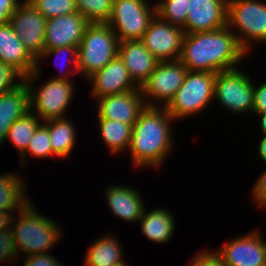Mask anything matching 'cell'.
<instances>
[{
    "label": "cell",
    "mask_w": 266,
    "mask_h": 266,
    "mask_svg": "<svg viewBox=\"0 0 266 266\" xmlns=\"http://www.w3.org/2000/svg\"><path fill=\"white\" fill-rule=\"evenodd\" d=\"M24 266H64L48 253L25 257Z\"/></svg>",
    "instance_id": "obj_36"
},
{
    "label": "cell",
    "mask_w": 266,
    "mask_h": 266,
    "mask_svg": "<svg viewBox=\"0 0 266 266\" xmlns=\"http://www.w3.org/2000/svg\"><path fill=\"white\" fill-rule=\"evenodd\" d=\"M92 81L91 95L101 98L107 95L126 93L139 87L133 82L123 61L117 56L104 68L88 78Z\"/></svg>",
    "instance_id": "obj_17"
},
{
    "label": "cell",
    "mask_w": 266,
    "mask_h": 266,
    "mask_svg": "<svg viewBox=\"0 0 266 266\" xmlns=\"http://www.w3.org/2000/svg\"><path fill=\"white\" fill-rule=\"evenodd\" d=\"M46 19L77 12L75 0H28Z\"/></svg>",
    "instance_id": "obj_31"
},
{
    "label": "cell",
    "mask_w": 266,
    "mask_h": 266,
    "mask_svg": "<svg viewBox=\"0 0 266 266\" xmlns=\"http://www.w3.org/2000/svg\"><path fill=\"white\" fill-rule=\"evenodd\" d=\"M238 67L216 74L214 99L237 114L253 113L254 81Z\"/></svg>",
    "instance_id": "obj_9"
},
{
    "label": "cell",
    "mask_w": 266,
    "mask_h": 266,
    "mask_svg": "<svg viewBox=\"0 0 266 266\" xmlns=\"http://www.w3.org/2000/svg\"><path fill=\"white\" fill-rule=\"evenodd\" d=\"M114 235L97 238L85 256V266H114L123 260V250Z\"/></svg>",
    "instance_id": "obj_24"
},
{
    "label": "cell",
    "mask_w": 266,
    "mask_h": 266,
    "mask_svg": "<svg viewBox=\"0 0 266 266\" xmlns=\"http://www.w3.org/2000/svg\"><path fill=\"white\" fill-rule=\"evenodd\" d=\"M248 53L227 26L184 35L180 61L188 71L219 73L236 68Z\"/></svg>",
    "instance_id": "obj_1"
},
{
    "label": "cell",
    "mask_w": 266,
    "mask_h": 266,
    "mask_svg": "<svg viewBox=\"0 0 266 266\" xmlns=\"http://www.w3.org/2000/svg\"><path fill=\"white\" fill-rule=\"evenodd\" d=\"M65 54L66 55L68 54V55L72 56L69 59V62L72 61L71 62V66L74 68L73 74L79 73V71H78V47H73V46H62V47H57V48H54V49H46V50H44L42 52V54L39 56V58L37 59V65H39V63L41 61L40 59H43V58H46V57L48 58L51 55L58 57L59 55H63L64 56ZM58 68L60 69V66H58ZM64 71L62 72V74L64 73Z\"/></svg>",
    "instance_id": "obj_34"
},
{
    "label": "cell",
    "mask_w": 266,
    "mask_h": 266,
    "mask_svg": "<svg viewBox=\"0 0 266 266\" xmlns=\"http://www.w3.org/2000/svg\"><path fill=\"white\" fill-rule=\"evenodd\" d=\"M118 56L139 88L147 81L159 62L141 40L119 42Z\"/></svg>",
    "instance_id": "obj_18"
},
{
    "label": "cell",
    "mask_w": 266,
    "mask_h": 266,
    "mask_svg": "<svg viewBox=\"0 0 266 266\" xmlns=\"http://www.w3.org/2000/svg\"><path fill=\"white\" fill-rule=\"evenodd\" d=\"M138 223L142 233L154 243H168L175 231L173 215L161 207L148 212L145 209Z\"/></svg>",
    "instance_id": "obj_22"
},
{
    "label": "cell",
    "mask_w": 266,
    "mask_h": 266,
    "mask_svg": "<svg viewBox=\"0 0 266 266\" xmlns=\"http://www.w3.org/2000/svg\"><path fill=\"white\" fill-rule=\"evenodd\" d=\"M27 155L32 156V158L39 157L42 159L49 156H57L51 149L49 130L43 123L35 130L26 150L20 155L23 166L28 160L25 158Z\"/></svg>",
    "instance_id": "obj_30"
},
{
    "label": "cell",
    "mask_w": 266,
    "mask_h": 266,
    "mask_svg": "<svg viewBox=\"0 0 266 266\" xmlns=\"http://www.w3.org/2000/svg\"><path fill=\"white\" fill-rule=\"evenodd\" d=\"M0 61L11 65L24 78L36 70L37 60L25 48L10 23L0 25Z\"/></svg>",
    "instance_id": "obj_19"
},
{
    "label": "cell",
    "mask_w": 266,
    "mask_h": 266,
    "mask_svg": "<svg viewBox=\"0 0 266 266\" xmlns=\"http://www.w3.org/2000/svg\"><path fill=\"white\" fill-rule=\"evenodd\" d=\"M258 148V155L261 157V160L266 163V136L261 139Z\"/></svg>",
    "instance_id": "obj_41"
},
{
    "label": "cell",
    "mask_w": 266,
    "mask_h": 266,
    "mask_svg": "<svg viewBox=\"0 0 266 266\" xmlns=\"http://www.w3.org/2000/svg\"><path fill=\"white\" fill-rule=\"evenodd\" d=\"M29 111L30 95L25 79L15 88L0 94V148L11 125Z\"/></svg>",
    "instance_id": "obj_20"
},
{
    "label": "cell",
    "mask_w": 266,
    "mask_h": 266,
    "mask_svg": "<svg viewBox=\"0 0 266 266\" xmlns=\"http://www.w3.org/2000/svg\"><path fill=\"white\" fill-rule=\"evenodd\" d=\"M29 201L20 211L19 217L13 215L10 228L16 241L18 254L22 250L24 256L45 254L51 251L62 236L61 228L48 216L41 215ZM15 216V217H14ZM18 219V220H17ZM17 220V221H16ZM16 221V224H15Z\"/></svg>",
    "instance_id": "obj_3"
},
{
    "label": "cell",
    "mask_w": 266,
    "mask_h": 266,
    "mask_svg": "<svg viewBox=\"0 0 266 266\" xmlns=\"http://www.w3.org/2000/svg\"><path fill=\"white\" fill-rule=\"evenodd\" d=\"M253 113H266V82L254 84Z\"/></svg>",
    "instance_id": "obj_38"
},
{
    "label": "cell",
    "mask_w": 266,
    "mask_h": 266,
    "mask_svg": "<svg viewBox=\"0 0 266 266\" xmlns=\"http://www.w3.org/2000/svg\"><path fill=\"white\" fill-rule=\"evenodd\" d=\"M186 34L215 31L227 26L228 0H188Z\"/></svg>",
    "instance_id": "obj_14"
},
{
    "label": "cell",
    "mask_w": 266,
    "mask_h": 266,
    "mask_svg": "<svg viewBox=\"0 0 266 266\" xmlns=\"http://www.w3.org/2000/svg\"><path fill=\"white\" fill-rule=\"evenodd\" d=\"M49 130L52 151L66 158L72 152L76 139L75 125L68 118H54L43 121Z\"/></svg>",
    "instance_id": "obj_25"
},
{
    "label": "cell",
    "mask_w": 266,
    "mask_h": 266,
    "mask_svg": "<svg viewBox=\"0 0 266 266\" xmlns=\"http://www.w3.org/2000/svg\"><path fill=\"white\" fill-rule=\"evenodd\" d=\"M259 231L232 239L215 252L225 266H266V242Z\"/></svg>",
    "instance_id": "obj_13"
},
{
    "label": "cell",
    "mask_w": 266,
    "mask_h": 266,
    "mask_svg": "<svg viewBox=\"0 0 266 266\" xmlns=\"http://www.w3.org/2000/svg\"><path fill=\"white\" fill-rule=\"evenodd\" d=\"M190 266H225L219 255L213 251L205 250L195 255L190 263Z\"/></svg>",
    "instance_id": "obj_35"
},
{
    "label": "cell",
    "mask_w": 266,
    "mask_h": 266,
    "mask_svg": "<svg viewBox=\"0 0 266 266\" xmlns=\"http://www.w3.org/2000/svg\"><path fill=\"white\" fill-rule=\"evenodd\" d=\"M119 40L106 23H90L78 46V71L88 80L118 56Z\"/></svg>",
    "instance_id": "obj_5"
},
{
    "label": "cell",
    "mask_w": 266,
    "mask_h": 266,
    "mask_svg": "<svg viewBox=\"0 0 266 266\" xmlns=\"http://www.w3.org/2000/svg\"><path fill=\"white\" fill-rule=\"evenodd\" d=\"M1 173L0 175V211L8 212L11 216L20 211L30 200L25 194L26 186L18 174ZM13 212V213H12Z\"/></svg>",
    "instance_id": "obj_23"
},
{
    "label": "cell",
    "mask_w": 266,
    "mask_h": 266,
    "mask_svg": "<svg viewBox=\"0 0 266 266\" xmlns=\"http://www.w3.org/2000/svg\"><path fill=\"white\" fill-rule=\"evenodd\" d=\"M252 187L253 198L258 206L266 209V170L258 177Z\"/></svg>",
    "instance_id": "obj_37"
},
{
    "label": "cell",
    "mask_w": 266,
    "mask_h": 266,
    "mask_svg": "<svg viewBox=\"0 0 266 266\" xmlns=\"http://www.w3.org/2000/svg\"><path fill=\"white\" fill-rule=\"evenodd\" d=\"M11 215L8 212L0 211V230L10 226Z\"/></svg>",
    "instance_id": "obj_40"
},
{
    "label": "cell",
    "mask_w": 266,
    "mask_h": 266,
    "mask_svg": "<svg viewBox=\"0 0 266 266\" xmlns=\"http://www.w3.org/2000/svg\"><path fill=\"white\" fill-rule=\"evenodd\" d=\"M40 71L39 64L33 73L24 78L29 87L30 110L43 121L66 117L65 113L74 92V84L69 78L72 72L61 74V76L57 75L35 89L31 84L33 80L40 77Z\"/></svg>",
    "instance_id": "obj_4"
},
{
    "label": "cell",
    "mask_w": 266,
    "mask_h": 266,
    "mask_svg": "<svg viewBox=\"0 0 266 266\" xmlns=\"http://www.w3.org/2000/svg\"><path fill=\"white\" fill-rule=\"evenodd\" d=\"M17 78L20 80L24 79L15 68L0 61V94L18 86L21 82H16Z\"/></svg>",
    "instance_id": "obj_33"
},
{
    "label": "cell",
    "mask_w": 266,
    "mask_h": 266,
    "mask_svg": "<svg viewBox=\"0 0 266 266\" xmlns=\"http://www.w3.org/2000/svg\"><path fill=\"white\" fill-rule=\"evenodd\" d=\"M173 117L165 107L146 106L132 126L129 145L133 164L137 168H159L172 147ZM148 166V167H147Z\"/></svg>",
    "instance_id": "obj_2"
},
{
    "label": "cell",
    "mask_w": 266,
    "mask_h": 266,
    "mask_svg": "<svg viewBox=\"0 0 266 266\" xmlns=\"http://www.w3.org/2000/svg\"><path fill=\"white\" fill-rule=\"evenodd\" d=\"M187 72L188 69L180 60L159 61L155 70L141 86L145 105L165 107L182 86Z\"/></svg>",
    "instance_id": "obj_10"
},
{
    "label": "cell",
    "mask_w": 266,
    "mask_h": 266,
    "mask_svg": "<svg viewBox=\"0 0 266 266\" xmlns=\"http://www.w3.org/2000/svg\"><path fill=\"white\" fill-rule=\"evenodd\" d=\"M89 24L79 12L47 19L44 50L62 46L78 47Z\"/></svg>",
    "instance_id": "obj_16"
},
{
    "label": "cell",
    "mask_w": 266,
    "mask_h": 266,
    "mask_svg": "<svg viewBox=\"0 0 266 266\" xmlns=\"http://www.w3.org/2000/svg\"><path fill=\"white\" fill-rule=\"evenodd\" d=\"M101 139L108 145L111 153H120L129 148L133 124L117 120L98 118Z\"/></svg>",
    "instance_id": "obj_26"
},
{
    "label": "cell",
    "mask_w": 266,
    "mask_h": 266,
    "mask_svg": "<svg viewBox=\"0 0 266 266\" xmlns=\"http://www.w3.org/2000/svg\"><path fill=\"white\" fill-rule=\"evenodd\" d=\"M77 12L89 23H107L114 0H75Z\"/></svg>",
    "instance_id": "obj_28"
},
{
    "label": "cell",
    "mask_w": 266,
    "mask_h": 266,
    "mask_svg": "<svg viewBox=\"0 0 266 266\" xmlns=\"http://www.w3.org/2000/svg\"><path fill=\"white\" fill-rule=\"evenodd\" d=\"M215 77L210 72H187L182 86L165 106L175 121L199 113L214 100Z\"/></svg>",
    "instance_id": "obj_7"
},
{
    "label": "cell",
    "mask_w": 266,
    "mask_h": 266,
    "mask_svg": "<svg viewBox=\"0 0 266 266\" xmlns=\"http://www.w3.org/2000/svg\"><path fill=\"white\" fill-rule=\"evenodd\" d=\"M258 116H260V121H261V129H262V132L264 134V136H266V113H254Z\"/></svg>",
    "instance_id": "obj_42"
},
{
    "label": "cell",
    "mask_w": 266,
    "mask_h": 266,
    "mask_svg": "<svg viewBox=\"0 0 266 266\" xmlns=\"http://www.w3.org/2000/svg\"><path fill=\"white\" fill-rule=\"evenodd\" d=\"M21 2V0H0V25L10 22L11 15Z\"/></svg>",
    "instance_id": "obj_39"
},
{
    "label": "cell",
    "mask_w": 266,
    "mask_h": 266,
    "mask_svg": "<svg viewBox=\"0 0 266 266\" xmlns=\"http://www.w3.org/2000/svg\"><path fill=\"white\" fill-rule=\"evenodd\" d=\"M95 101L98 103L97 118L117 120L125 124H134L146 107L141 88L103 96Z\"/></svg>",
    "instance_id": "obj_15"
},
{
    "label": "cell",
    "mask_w": 266,
    "mask_h": 266,
    "mask_svg": "<svg viewBox=\"0 0 266 266\" xmlns=\"http://www.w3.org/2000/svg\"><path fill=\"white\" fill-rule=\"evenodd\" d=\"M105 192L108 206L116 217L129 223L140 220L146 208L137 189L126 185H111Z\"/></svg>",
    "instance_id": "obj_21"
},
{
    "label": "cell",
    "mask_w": 266,
    "mask_h": 266,
    "mask_svg": "<svg viewBox=\"0 0 266 266\" xmlns=\"http://www.w3.org/2000/svg\"><path fill=\"white\" fill-rule=\"evenodd\" d=\"M46 21L28 0H23L10 17L14 32L36 60L44 51Z\"/></svg>",
    "instance_id": "obj_12"
},
{
    "label": "cell",
    "mask_w": 266,
    "mask_h": 266,
    "mask_svg": "<svg viewBox=\"0 0 266 266\" xmlns=\"http://www.w3.org/2000/svg\"><path fill=\"white\" fill-rule=\"evenodd\" d=\"M18 255L16 241L10 226L0 230V263L4 261L11 263L13 258L19 257Z\"/></svg>",
    "instance_id": "obj_32"
},
{
    "label": "cell",
    "mask_w": 266,
    "mask_h": 266,
    "mask_svg": "<svg viewBox=\"0 0 266 266\" xmlns=\"http://www.w3.org/2000/svg\"><path fill=\"white\" fill-rule=\"evenodd\" d=\"M227 27L231 31L238 30L234 34L241 47L249 53L251 43L266 42V3L261 0H228Z\"/></svg>",
    "instance_id": "obj_6"
},
{
    "label": "cell",
    "mask_w": 266,
    "mask_h": 266,
    "mask_svg": "<svg viewBox=\"0 0 266 266\" xmlns=\"http://www.w3.org/2000/svg\"><path fill=\"white\" fill-rule=\"evenodd\" d=\"M188 0H159L156 3V15L162 20L184 27L188 15Z\"/></svg>",
    "instance_id": "obj_29"
},
{
    "label": "cell",
    "mask_w": 266,
    "mask_h": 266,
    "mask_svg": "<svg viewBox=\"0 0 266 266\" xmlns=\"http://www.w3.org/2000/svg\"><path fill=\"white\" fill-rule=\"evenodd\" d=\"M39 117L31 110L16 120L9 128L6 140H10L21 155L27 148L35 130L42 123Z\"/></svg>",
    "instance_id": "obj_27"
},
{
    "label": "cell",
    "mask_w": 266,
    "mask_h": 266,
    "mask_svg": "<svg viewBox=\"0 0 266 266\" xmlns=\"http://www.w3.org/2000/svg\"><path fill=\"white\" fill-rule=\"evenodd\" d=\"M184 35L182 27L155 15L141 41L159 61H176L180 59Z\"/></svg>",
    "instance_id": "obj_11"
},
{
    "label": "cell",
    "mask_w": 266,
    "mask_h": 266,
    "mask_svg": "<svg viewBox=\"0 0 266 266\" xmlns=\"http://www.w3.org/2000/svg\"><path fill=\"white\" fill-rule=\"evenodd\" d=\"M147 0H114L108 24L120 42L141 40L156 15V4Z\"/></svg>",
    "instance_id": "obj_8"
},
{
    "label": "cell",
    "mask_w": 266,
    "mask_h": 266,
    "mask_svg": "<svg viewBox=\"0 0 266 266\" xmlns=\"http://www.w3.org/2000/svg\"><path fill=\"white\" fill-rule=\"evenodd\" d=\"M114 266H129V265L127 264V261H124Z\"/></svg>",
    "instance_id": "obj_43"
}]
</instances>
